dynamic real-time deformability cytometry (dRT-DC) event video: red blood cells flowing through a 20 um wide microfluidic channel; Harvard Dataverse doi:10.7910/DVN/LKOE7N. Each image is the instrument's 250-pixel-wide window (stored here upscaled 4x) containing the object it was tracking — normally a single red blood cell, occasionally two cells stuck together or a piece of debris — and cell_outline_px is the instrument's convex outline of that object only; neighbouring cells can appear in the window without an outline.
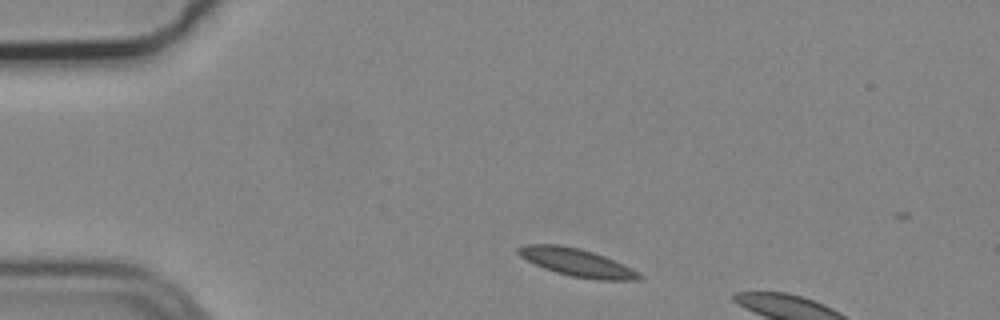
{"species": "common noctule bat (a hibernating species)", "species_latin": "Nyctalus noctula", "temperature_condition": "cold", "stored_images_in_passage": 3, "camera_frame_rate_fps": 3000, "um_per_image_px": 0.085, "animal": {"sex": "male", "body_mass_g": 19.2, "forearm_length_mm": 51.8}, "frame": {"image": 1, "passage_image": 1, "time_ms": 0.0, "image_size_px": [1000, 320], "cell_outline_px": [[644, 280], [596, 280], [572, 276], [556, 272], [544, 268], [520, 256], [516, 252], [516, 248], [524, 244], [560, 244], [580, 248], [604, 256], [644, 276]], "centroid_in_image_um": [48.99, 22.3], "position_along_channel_um": 36.0, "area_um2": 19.36}}